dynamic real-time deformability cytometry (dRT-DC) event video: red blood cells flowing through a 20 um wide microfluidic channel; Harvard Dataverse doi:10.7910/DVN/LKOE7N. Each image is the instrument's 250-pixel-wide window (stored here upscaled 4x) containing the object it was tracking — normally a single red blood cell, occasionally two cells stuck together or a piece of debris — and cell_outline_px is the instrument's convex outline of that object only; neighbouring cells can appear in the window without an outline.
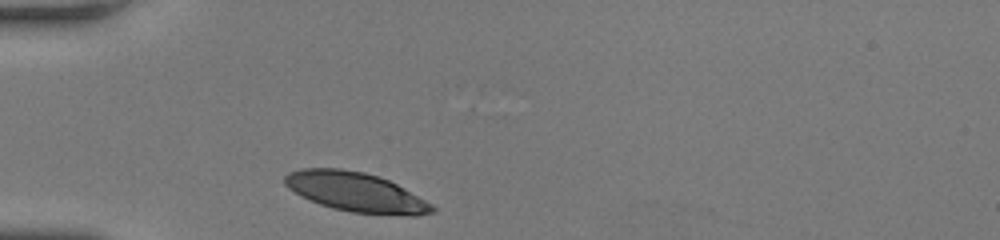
{"species": "human", "species_latin": "Homo sapiens", "temperature_condition": "room temperature", "stored_images_in_passage": 29, "camera_frame_rate_fps": 3000, "um_per_image_px": 0.085, "donor": {"sex": "female"}, "frame": {"image": 1, "passage_image": 1, "time_ms": 0.0, "image_size_px": [1000, 240], "cell_outline_px": [[436, 208], [432, 212], [416, 216], [412, 216], [352, 212], [332, 208], [320, 204], [300, 196], [288, 188], [284, 184], [284, 176], [288, 172], [300, 168], [340, 168], [364, 172], [388, 180], [396, 184], [432, 204]], "centroid_in_image_um": [30.2, 16.32], "position_along_channel_um": 54.8, "area_um2": 33.7}}
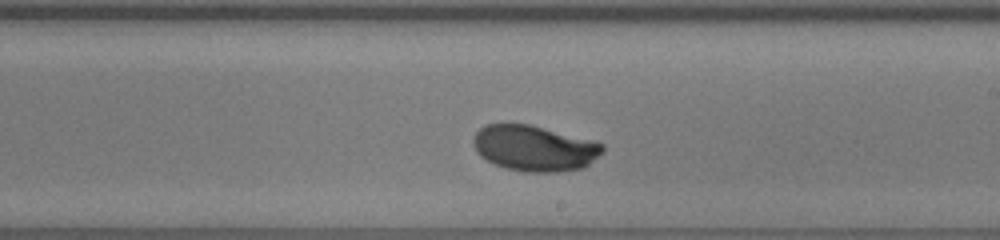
{"frame": {"image": 2, "passage_image": 17, "time_ms": 5.333, "image_size_px": [1000, 240], "cell_outline_px": [[604, 152], [584, 168], [556, 172], [524, 172], [504, 168], [492, 164], [480, 156], [476, 152], [472, 144], [472, 140], [476, 132], [484, 124], [528, 124], [596, 140], [604, 144]], "centroid_in_image_um": [45.43, 12.6], "position_along_channel_um": 243.6, "area_um2": 35.03}}
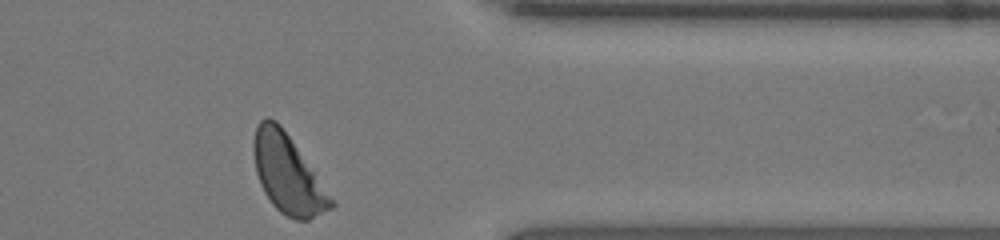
{"frame": {"image": 3, "passage_image": 29, "time_ms": 9.333, "image_size_px": [1000, 240], "cell_outline_px": [[336, 204], [332, 208], [308, 220], [296, 220], [280, 212], [272, 204], [264, 192], [260, 184], [256, 172], [252, 152], [252, 140], [256, 124], [264, 116], [268, 116], [276, 120], [280, 124]], "centroid_in_image_um": [24.39, 14.76], "position_along_channel_um": 387.0, "area_um2": 35.03}, "authors_computed_cell_mechanics": {"area_um2": 34.8534, "velocity_mm_per_s": 3.8329, "shape_relaxation_time_tau1_ms": 5.3462, "shape_relaxation_time_tau2_ms": null, "deformation_change_tau1": 0.2189, "deformation_change_tau2": null}}